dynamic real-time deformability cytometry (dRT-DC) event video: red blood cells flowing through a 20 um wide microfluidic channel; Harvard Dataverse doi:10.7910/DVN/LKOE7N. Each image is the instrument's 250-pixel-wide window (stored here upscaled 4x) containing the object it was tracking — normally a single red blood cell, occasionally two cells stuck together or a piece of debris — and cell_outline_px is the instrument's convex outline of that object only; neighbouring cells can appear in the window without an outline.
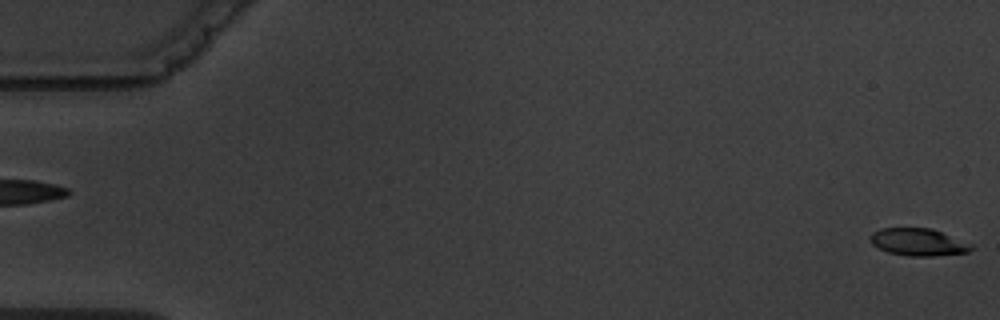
{"species": "common noctule bat (a hibernating species)", "species_latin": "Nyctalus noctula", "temperature_condition": "warm", "stored_images_in_passage": 2, "segment_of_instrument_passage": [2, 2], "camera_frame_rate_fps": 3000, "um_per_image_px": 0.085, "animal": {"sex": "male", "body_mass_g": 19.5, "forearm_length_mm": 54.6}, "frame": {"image": 1, "passage_image": 2, "time_ms": 1.333, "image_size_px": [1000, 320], "cell_outline_px": [[976, 244], [968, 252], [932, 256], [908, 256], [888, 252], [872, 244], [868, 236], [872, 232], [880, 228], [932, 228]], "centroid_in_image_um": [78.09, 20.56], "position_along_channel_um": 6.9, "area_um2": 16.36}}